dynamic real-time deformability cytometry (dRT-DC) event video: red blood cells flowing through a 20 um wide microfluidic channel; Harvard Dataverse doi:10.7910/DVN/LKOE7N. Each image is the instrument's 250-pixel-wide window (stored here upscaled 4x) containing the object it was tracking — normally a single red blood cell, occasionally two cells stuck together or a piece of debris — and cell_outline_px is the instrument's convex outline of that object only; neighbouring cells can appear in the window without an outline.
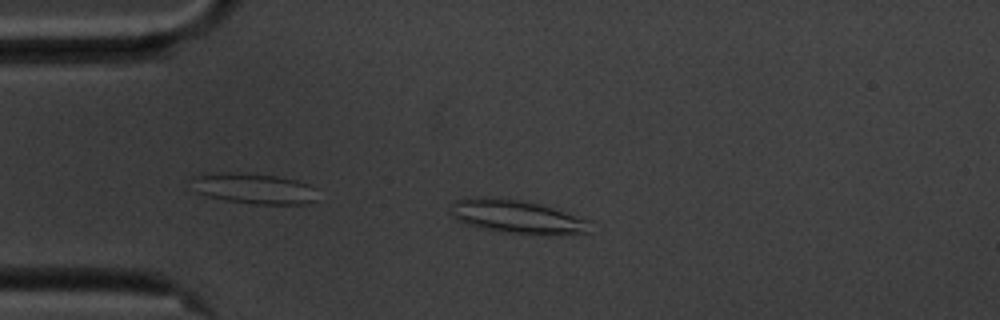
{"species": "common noctule bat (a hibernating species)", "species_latin": "Nyctalus noctula", "temperature_condition": "cold", "stored_images_in_passage": 37, "camera_frame_rate_fps": 3000, "um_per_image_px": 0.085, "animal": {"sex": "male", "body_mass_g": 20.1, "forearm_length_mm": 53.5}, "frame": {"image": 1, "passage_image": 4, "time_ms": 1.0, "image_size_px": [1000, 320], "cell_outline_px": [[592, 220], [588, 232], [552, 236], [508, 232], [468, 224], [456, 220], [452, 216], [452, 204], [456, 200], [476, 196], [492, 196], [520, 200], [552, 208]], "centroid_in_image_um": [43.99, 18.41], "position_along_channel_um": 41.0, "area_um2": 27.05}}
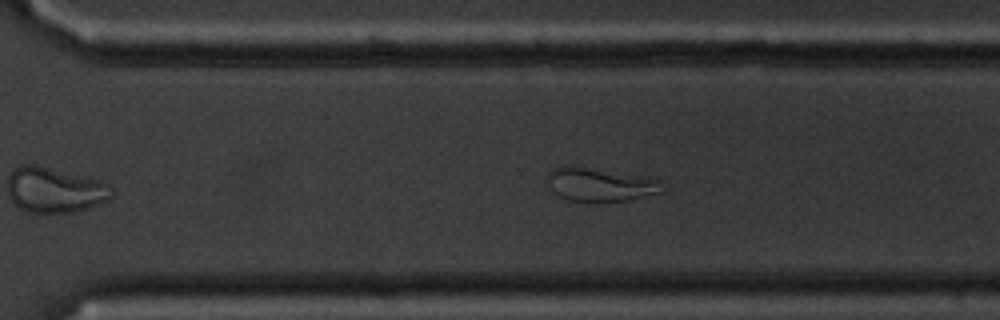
{"frame": {"image": 2, "passage_image": 30, "time_ms": 9.667, "image_size_px": [1000, 320], "cell_outline_px": [[664, 192], [628, 200], [596, 204], [592, 204], [568, 200], [552, 192], [548, 176], [548, 172], [560, 164], [572, 164], [648, 176], [660, 180]], "centroid_in_image_um": [51.01, 15.68], "position_along_channel_um": 319.6, "area_um2": 23.64}}
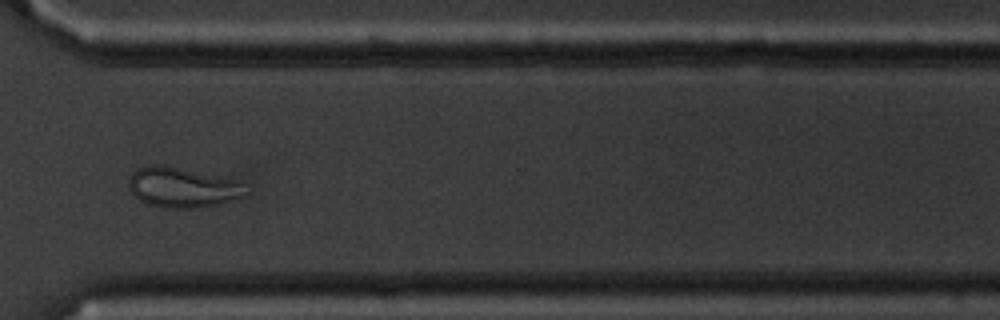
{"frame": {"image": 3, "passage_image": 33, "time_ms": 10.667, "image_size_px": [1000, 320], "cell_outline_px": [[252, 192], [216, 204], [192, 208], [164, 208], [148, 204], [140, 200], [128, 188], [128, 180], [132, 172], [136, 168], [148, 164], [164, 164], [240, 180]], "centroid_in_image_um": [15.49, 15.89], "position_along_channel_um": 355.1, "area_um2": 27.69}, "authors_computed_cell_mechanics": {"area_um2": 20.4034, "velocity_mm_per_s": 3.5139, "shape_relaxation_time_tau1_ms": null, "shape_relaxation_time_tau2_ms": 2.0433, "deformation_change_tau1": null, "deformation_change_tau2": 0.0963}}